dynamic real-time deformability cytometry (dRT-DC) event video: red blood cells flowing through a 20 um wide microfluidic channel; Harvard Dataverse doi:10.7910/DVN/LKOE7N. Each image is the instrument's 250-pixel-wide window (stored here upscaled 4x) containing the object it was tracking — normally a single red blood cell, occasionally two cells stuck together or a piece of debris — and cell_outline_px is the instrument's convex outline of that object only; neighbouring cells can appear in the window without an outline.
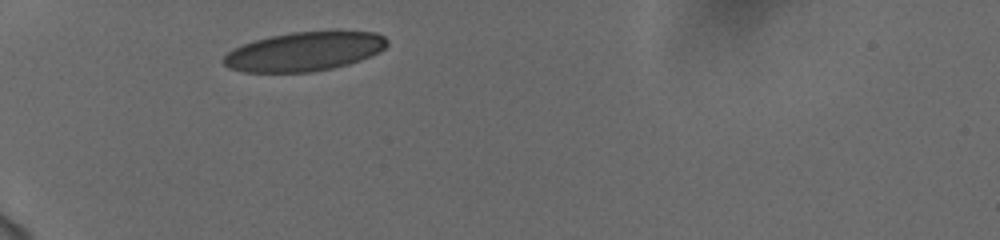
{"species": "human", "species_latin": "Homo sapiens", "temperature_condition": "cold", "stored_images_in_passage": 31, "camera_frame_rate_fps": 3000, "um_per_image_px": 0.085, "donor": {"sex": "female"}, "frame": {"image": 1, "passage_image": 1, "time_ms": 0.0, "image_size_px": [1000, 240], "cell_outline_px": [[388, 44], [380, 52], [360, 60], [348, 64], [332, 68], [312, 72], [244, 72], [228, 68], [220, 60], [232, 48], [256, 40], [272, 36], [292, 32], [376, 32], [384, 36], [388, 40]], "centroid_in_image_um": [25.85, 4.39], "position_along_channel_um": 59.2, "area_um2": 37.05}}
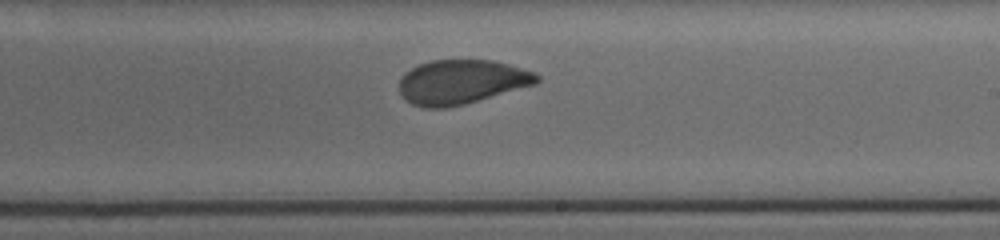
{"frame": {"image": 2, "passage_image": 18, "time_ms": 5.667, "image_size_px": [1000, 240], "cell_outline_px": [[540, 80], [536, 84], [464, 104], [444, 108], [424, 108], [412, 104], [400, 92], [400, 80], [404, 72], [420, 64], [432, 60], [492, 60], [508, 64], [536, 72], [540, 76]], "centroid_in_image_um": [39.25, 6.96], "position_along_channel_um": 249.7, "area_um2": 35.37}}
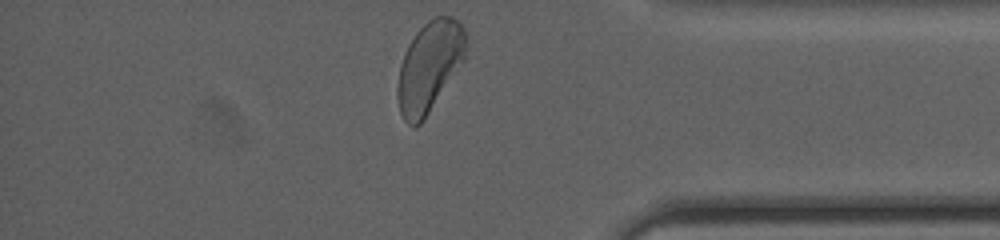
{"frame": {"image": 3, "passage_image": 31, "time_ms": 10.0, "image_size_px": [1000, 240], "cell_outline_px": [[468, 48], [464, 60], [424, 120], [416, 128], [408, 124], [404, 120], [400, 112], [396, 96], [396, 88], [400, 64], [404, 52], [408, 44], [416, 32], [428, 20], [436, 16], [452, 16], [464, 28]], "centroid_in_image_um": [36.49, 5.67], "position_along_channel_um": 398.7, "area_um2": 36.3}, "authors_computed_cell_mechanics": {"area_um2": 36.5296, "velocity_mm_per_s": 3.7378, "shape_relaxation_time_tau1_ms": 4.9732, "shape_relaxation_time_tau2_ms": 0.6661, "deformation_change_tau1": 0.1617, "deformation_change_tau2": 0.0657}}